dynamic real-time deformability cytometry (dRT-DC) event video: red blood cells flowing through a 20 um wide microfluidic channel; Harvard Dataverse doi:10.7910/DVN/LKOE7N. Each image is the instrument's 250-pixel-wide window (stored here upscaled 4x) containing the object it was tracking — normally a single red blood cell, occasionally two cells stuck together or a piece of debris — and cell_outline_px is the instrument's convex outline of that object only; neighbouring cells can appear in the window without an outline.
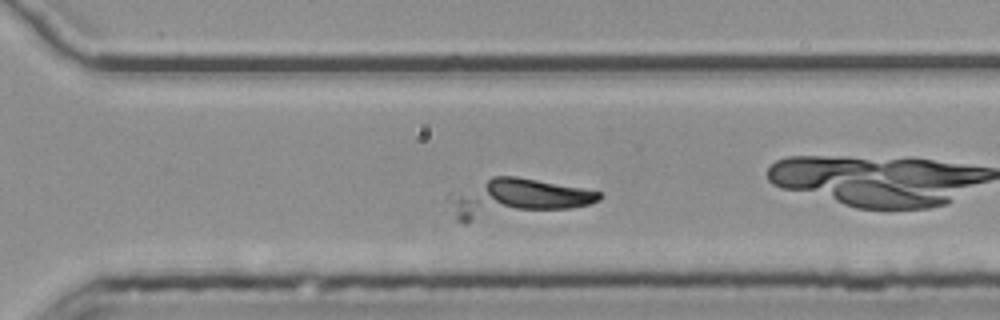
{"species": "common noctule bat (a hibernating species)", "species_latin": "Nyctalus noctula", "temperature_condition": "room temperature", "stored_images_in_passage": 35, "camera_frame_rate_fps": 3000, "um_per_image_px": 0.085, "animal": {"sex": "female", "body_mass_g": 25.1}, "frame": {"image": 1, "passage_image": 22, "time_ms": 7.0, "image_size_px": [1000, 320], "cell_outline_px": [[604, 196], [600, 200], [588, 204], [572, 208], [468, 224], [464, 224], [456, 220], [444, 196], [448, 192], [492, 176], [516, 176], [584, 188], [600, 192]], "centroid_in_image_um": [43.71, 16.88], "position_along_channel_um": 326.9, "area_um2": 35.08}}
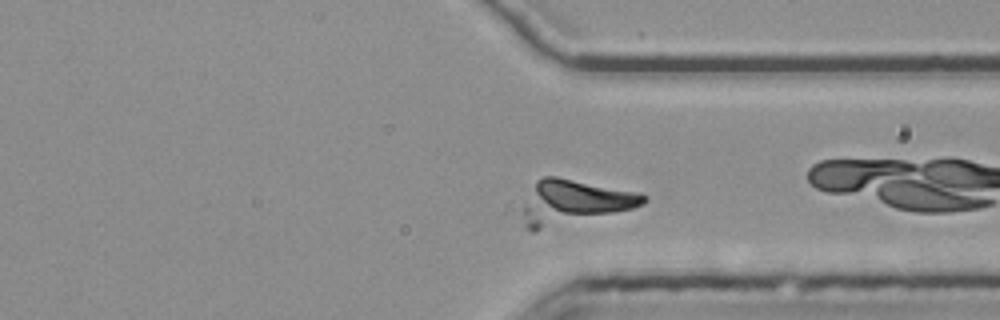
{"frame": {"image": 2, "passage_image": 25, "time_ms": 8.0, "image_size_px": [1000, 320], "cell_outline_px": [[648, 200], [644, 204], [632, 208], [536, 232], [532, 232], [524, 228], [508, 204], [536, 180], [544, 176], [556, 176], [640, 192], [648, 196]], "centroid_in_image_um": [48.4, 17.2], "position_along_channel_um": 363.0, "area_um2": 33.99}}